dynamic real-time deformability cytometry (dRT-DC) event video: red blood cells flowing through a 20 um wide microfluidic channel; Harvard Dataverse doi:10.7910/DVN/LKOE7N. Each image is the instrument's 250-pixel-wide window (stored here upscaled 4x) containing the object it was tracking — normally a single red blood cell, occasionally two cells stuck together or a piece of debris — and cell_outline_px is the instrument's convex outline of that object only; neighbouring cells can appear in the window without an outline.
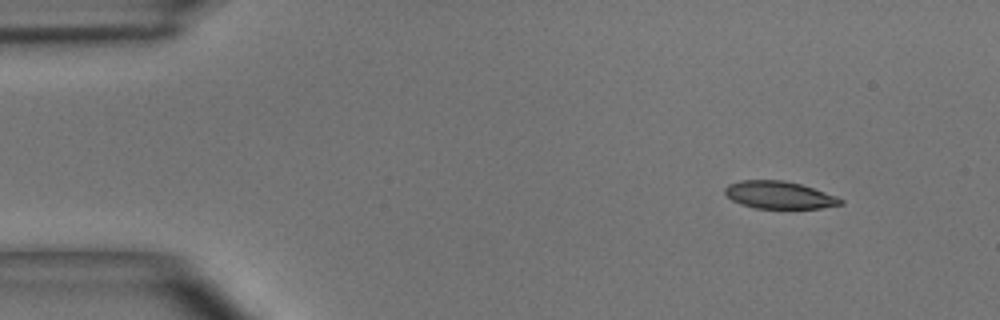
{"species": "common noctule bat (a hibernating species)", "species_latin": "Nyctalus noctula", "temperature_condition": "room temperature", "stored_images_in_passage": 4, "camera_frame_rate_fps": 3000, "um_per_image_px": 0.085, "animal": {"sex": "male", "body_mass_g": 15.6}, "frame": {"image": 1, "passage_image": 1, "time_ms": 0.0, "image_size_px": [1000, 320], "cell_outline_px": [[844, 204], [820, 208], [756, 208], [740, 204], [732, 200], [724, 192], [724, 188], [728, 184], [740, 180], [784, 180], [800, 184], [836, 196], [844, 200]], "centroid_in_image_um": [66.21, 16.57], "position_along_channel_um": 18.8, "area_um2": 18.44}}
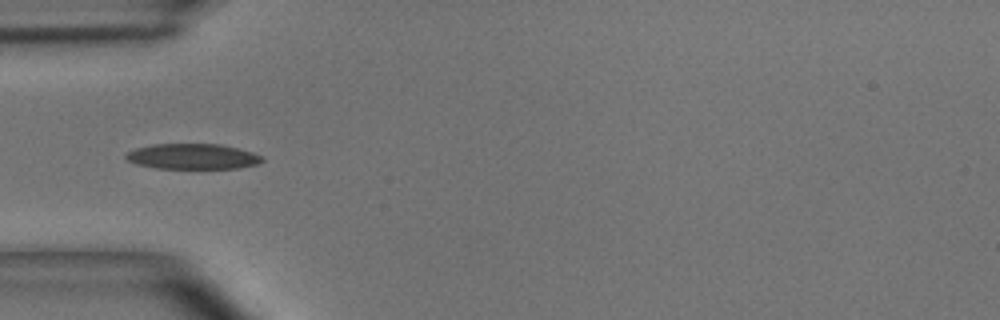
{"frame": {"image": 2, "passage_image": 4, "time_ms": 1.0, "image_size_px": [1000, 320], "cell_outline_px": [[264, 160], [260, 164], [236, 168], [156, 168], [136, 164], [128, 160], [124, 156], [128, 152], [136, 148], [152, 144], [220, 144], [252, 152], [264, 156]], "centroid_in_image_um": [16.4, 13.3], "position_along_channel_um": 68.6, "area_um2": 20.17}}